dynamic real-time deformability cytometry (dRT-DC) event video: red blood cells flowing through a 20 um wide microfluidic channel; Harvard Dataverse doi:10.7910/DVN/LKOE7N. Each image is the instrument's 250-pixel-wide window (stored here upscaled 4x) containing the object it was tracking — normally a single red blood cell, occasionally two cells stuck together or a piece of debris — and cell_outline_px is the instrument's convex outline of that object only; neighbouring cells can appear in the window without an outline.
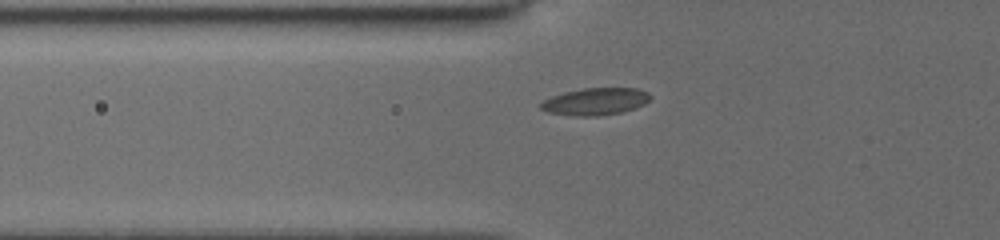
{"species": "common noctule bat (a hibernating species)", "species_latin": "Nyctalus noctula", "temperature_condition": "cold", "stored_images_in_passage": 11, "camera_frame_rate_fps": 3000, "um_per_image_px": 0.085, "animal": {"sex": "female", "body_mass_g": 19.5, "forearm_length_mm": 54.1}, "frame": {"image": 1, "passage_image": 3, "time_ms": 0.333, "image_size_px": [1000, 240], "cell_outline_px": [[652, 96], [644, 104], [620, 112], [596, 116], [576, 116], [548, 112], [540, 108], [540, 104], [544, 100], [552, 96], [564, 92], [584, 88], [636, 88], [648, 92]], "centroid_in_image_um": [50.59, 8.62], "position_along_channel_um": 75.2, "area_um2": 17.11}}
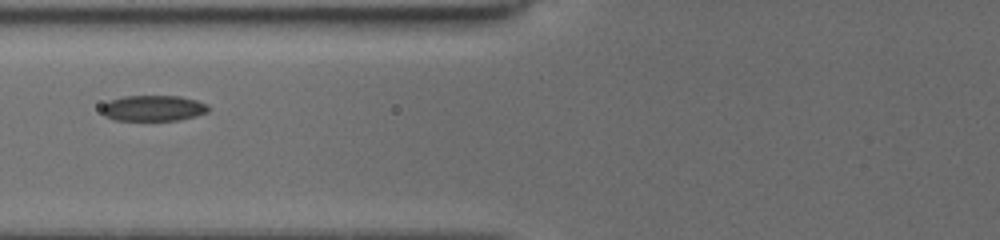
{"frame": {"image": 2, "passage_image": 10, "time_ms": 1.333, "image_size_px": [1000, 240], "cell_outline_px": [[208, 112], [196, 116], [180, 120], [116, 120], [104, 116], [100, 112], [100, 108], [104, 104], [112, 100], [124, 96], [180, 96], [196, 100], [208, 104]], "centroid_in_image_um": [13.02, 9.2], "position_along_channel_um": 112.8, "area_um2": 16.07}}